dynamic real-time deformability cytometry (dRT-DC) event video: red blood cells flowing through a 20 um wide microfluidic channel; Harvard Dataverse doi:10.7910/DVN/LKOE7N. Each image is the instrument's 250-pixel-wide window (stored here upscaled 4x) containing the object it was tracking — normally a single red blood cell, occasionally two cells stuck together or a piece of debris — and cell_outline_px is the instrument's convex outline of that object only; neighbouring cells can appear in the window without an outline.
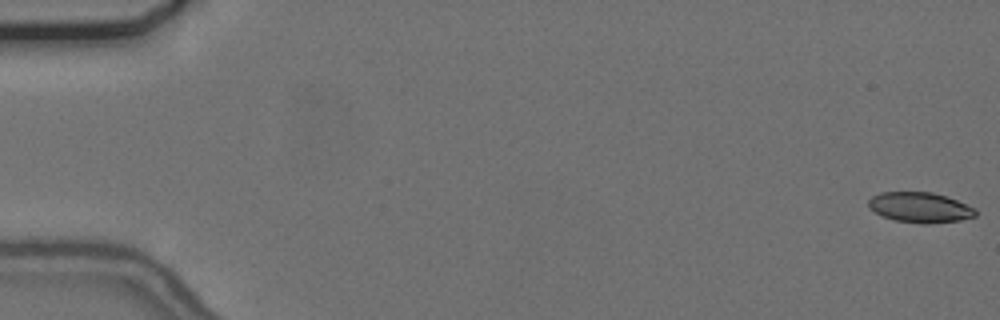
{"species": "common noctule bat (a hibernating species)", "species_latin": "Nyctalus noctula", "temperature_condition": "cold", "stored_images_in_passage": 57, "camera_frame_rate_fps": 3000, "um_per_image_px": 0.085, "animal": {"sex": "female", "body_mass_g": 24.6, "forearm_length_mm": 56.2}, "frame": {"image": 1, "passage_image": 1, "time_ms": 0.0, "image_size_px": [1000, 320], "cell_outline_px": [[976, 216], [960, 220], [896, 220], [884, 216], [868, 208], [868, 200], [872, 196], [880, 192], [932, 192], [956, 200], [976, 208]], "centroid_in_image_um": [78.16, 17.56], "position_along_channel_um": 6.8, "area_um2": 17.8}}
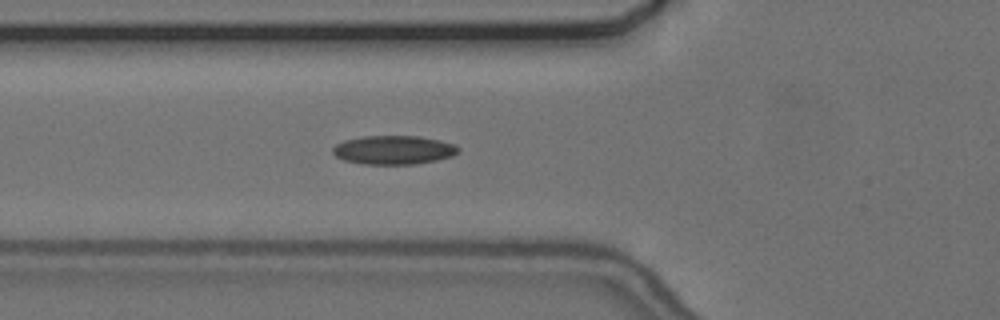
{"frame": {"image": 2, "passage_image": 21, "time_ms": 6.667, "image_size_px": [1000, 320], "cell_outline_px": [[460, 152], [452, 156], [436, 160], [416, 164], [364, 164], [344, 160], [336, 156], [332, 152], [332, 148], [336, 144], [344, 140], [364, 136], [420, 136], [440, 140], [456, 144], [460, 148]], "centroid_in_image_um": [33.49, 12.74], "position_along_channel_um": 92.3, "area_um2": 21.21}}
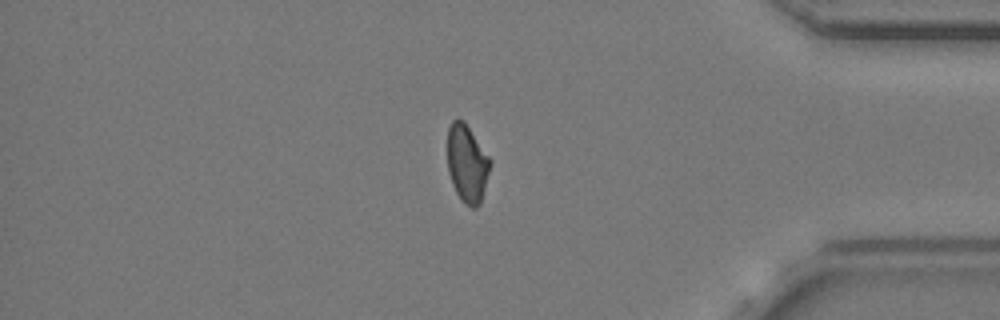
{"frame": {"image": 3, "passage_image": 48, "time_ms": 15.667, "image_size_px": [1000, 320], "cell_outline_px": [[492, 164], [480, 204], [476, 208], [472, 208], [460, 200], [452, 184], [448, 172], [448, 128], [452, 120], [456, 116], [464, 120], [492, 160]], "centroid_in_image_um": [39.71, 13.88], "position_along_channel_um": 395.5, "area_um2": 19.71}, "authors_computed_cell_mechanics": {"area_um2": 19.5364, "velocity_mm_per_s": 3.6862, "shape_relaxation_time_tau1_ms": null, "shape_relaxation_time_tau2_ms": 5.7526, "deformation_change_tau1": null, "deformation_change_tau2": 0.1173}}